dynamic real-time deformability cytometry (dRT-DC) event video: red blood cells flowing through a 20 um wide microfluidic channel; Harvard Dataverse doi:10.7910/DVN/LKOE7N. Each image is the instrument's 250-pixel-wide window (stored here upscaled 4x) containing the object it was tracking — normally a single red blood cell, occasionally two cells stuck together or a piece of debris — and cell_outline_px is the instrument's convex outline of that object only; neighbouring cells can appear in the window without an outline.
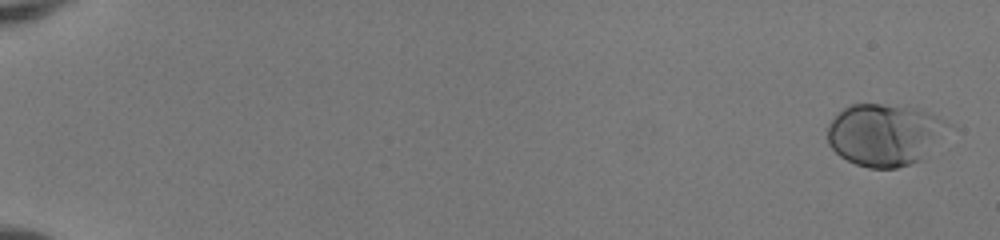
{"species": "human", "species_latin": "Homo sapiens", "temperature_condition": "room temperature", "stored_images_in_passage": 52, "camera_frame_rate_fps": 3000, "um_per_image_px": 0.085, "donor": {"sex": "female"}, "frame": {"image": 1, "passage_image": 1, "time_ms": 0.0, "image_size_px": [1000, 240], "cell_outline_px": [[952, 124], [920, 160], [896, 168], [868, 168], [856, 164], [840, 156], [828, 144], [828, 124], [844, 108], [852, 104], [880, 104], [916, 108], [940, 116]], "centroid_in_image_um": [75.18, 11.44], "position_along_channel_um": 9.8, "area_um2": 43.18}}
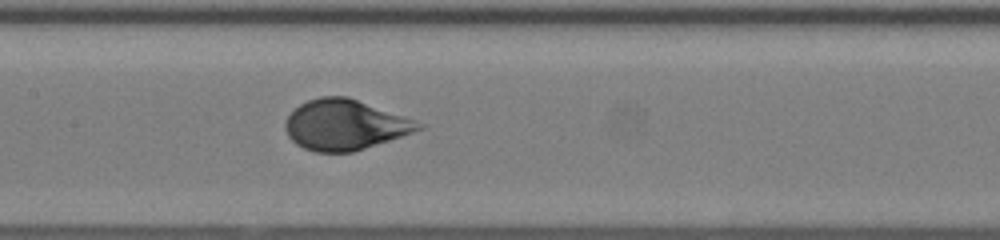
{"frame": {"image": 2, "passage_image": 28, "time_ms": 9.0, "image_size_px": [1000, 240], "cell_outline_px": [[424, 128], [352, 152], [316, 152], [304, 148], [296, 144], [288, 136], [284, 128], [284, 120], [300, 104], [308, 100], [320, 96], [348, 96], [404, 116], [424, 124]], "centroid_in_image_um": [29.27, 10.6], "position_along_channel_um": 178.1, "area_um2": 38.73}}
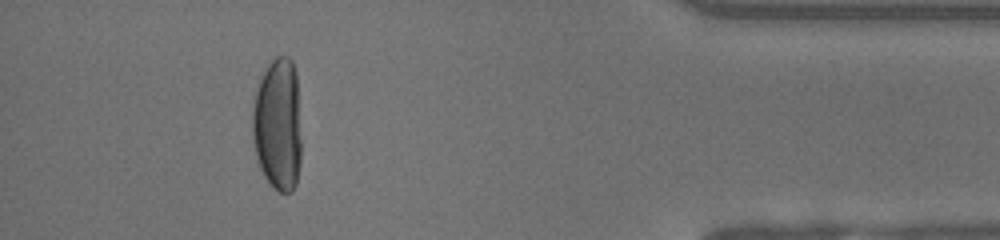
{"frame": {"image": 3, "passage_image": 48, "time_ms": 15.667, "image_size_px": [1000, 240], "cell_outline_px": [[300, 164], [296, 184], [292, 192], [280, 192], [272, 188], [264, 176], [260, 168], [256, 156], [252, 140], [252, 108], [256, 88], [268, 64], [276, 56], [288, 56], [292, 60], [296, 72], [300, 140]], "centroid_in_image_um": [23.59, 10.61], "position_along_channel_um": 411.6, "area_um2": 38.15}, "authors_computed_cell_mechanics": {"area_um2": 39.3618, "velocity_mm_per_s": 4.0664, "shape_relaxation_time_tau1_ms": 4.3012, "shape_relaxation_time_tau2_ms": null, "deformation_change_tau1": 0.1973, "deformation_change_tau2": null}}